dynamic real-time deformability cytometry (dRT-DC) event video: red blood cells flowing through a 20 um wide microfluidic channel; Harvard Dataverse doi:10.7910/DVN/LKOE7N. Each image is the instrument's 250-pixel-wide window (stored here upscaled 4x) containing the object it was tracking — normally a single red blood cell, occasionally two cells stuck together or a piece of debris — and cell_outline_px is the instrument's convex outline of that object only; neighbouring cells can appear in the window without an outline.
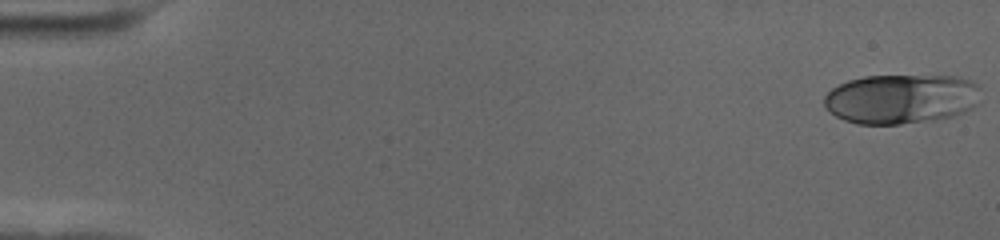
{"species": "human", "species_latin": "Homo sapiens", "temperature_condition": "cold", "stored_images_in_passage": 57, "camera_frame_rate_fps": 3000, "um_per_image_px": 0.085, "donor": {"sex": "female"}, "frame": {"image": 1, "passage_image": 1, "time_ms": 0.0, "image_size_px": [1000, 240], "cell_outline_px": [[980, 88], [976, 104], [972, 108], [964, 112], [952, 116], [936, 120], [900, 124], [856, 124], [844, 120], [836, 116], [824, 104], [824, 96], [832, 88], [848, 80], [864, 76], [960, 76], [976, 84]], "centroid_in_image_um": [76.6, 8.41], "position_along_channel_um": 8.4, "area_um2": 45.32}}
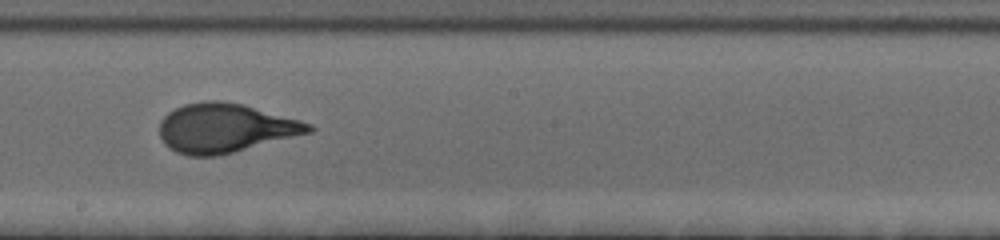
{"frame": {"image": 2, "passage_image": 33, "time_ms": 10.667, "image_size_px": [1000, 240], "cell_outline_px": [[316, 128], [312, 132], [216, 156], [188, 156], [176, 152], [168, 148], [164, 144], [160, 136], [160, 120], [168, 112], [184, 104], [204, 100], [224, 100], [244, 104], [300, 120], [312, 124]], "centroid_in_image_um": [19.12, 10.87], "position_along_channel_um": 229.1, "area_um2": 42.83}}
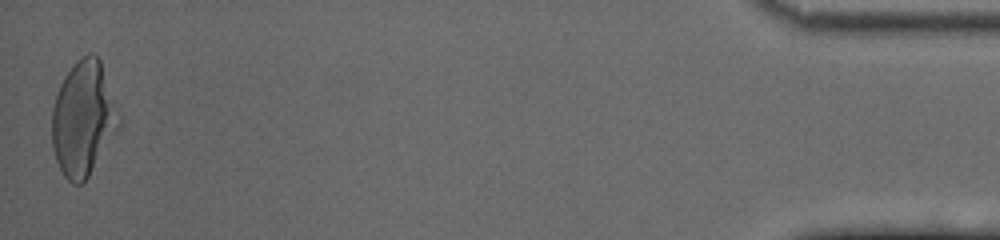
{"frame": {"image": 3, "passage_image": 57, "time_ms": 18.667, "image_size_px": [1000, 240], "cell_outline_px": [[120, 128], [88, 176], [80, 184], [72, 184], [64, 176], [56, 160], [52, 144], [52, 108], [60, 84], [64, 76], [76, 60], [88, 52], [92, 52], [100, 60], [116, 104], [120, 116]], "centroid_in_image_um": [7.08, 10.07], "position_along_channel_um": 428.1, "area_um2": 44.68}, "authors_computed_cell_mechanics": {"area_um2": 41.6738, "velocity_mm_per_s": 3.5341, "shape_relaxation_time_tau1_ms": 4.3238, "shape_relaxation_time_tau2_ms": null, "deformation_change_tau1": 0.1877, "deformation_change_tau2": null}}